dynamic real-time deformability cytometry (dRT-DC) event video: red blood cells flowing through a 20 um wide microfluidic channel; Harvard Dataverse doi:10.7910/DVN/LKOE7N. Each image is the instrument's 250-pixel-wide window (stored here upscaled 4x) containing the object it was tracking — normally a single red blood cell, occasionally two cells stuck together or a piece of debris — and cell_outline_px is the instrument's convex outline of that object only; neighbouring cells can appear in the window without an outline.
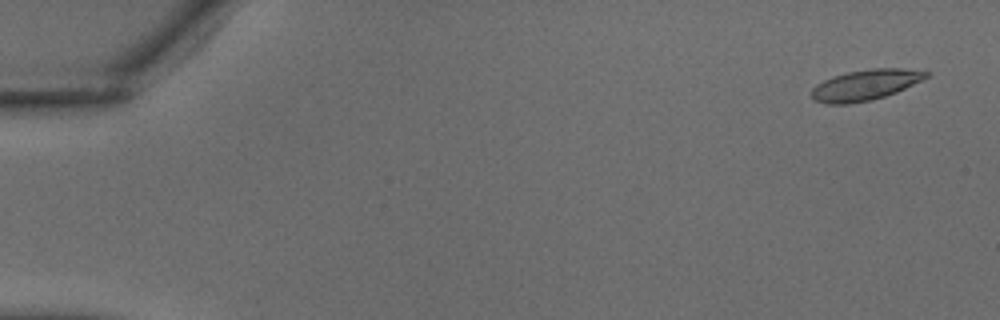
{"species": "common noctule bat (a hibernating species)", "species_latin": "Nyctalus noctula", "temperature_condition": "warm", "stored_images_in_passage": 35, "camera_frame_rate_fps": 3000, "um_per_image_px": 0.085, "animal": {"sex": "male", "body_mass_g": 18.8}, "frame": {"image": 1, "passage_image": 2, "time_ms": 0.333, "image_size_px": [1000, 320], "cell_outline_px": [[932, 72], [928, 76], [896, 92], [872, 100], [848, 104], [828, 104], [816, 100], [812, 96], [812, 88], [816, 84], [832, 76], [848, 72], [872, 68], [900, 68]], "centroid_in_image_um": [73.54, 7.22], "position_along_channel_um": 11.5, "area_um2": 20.23}}
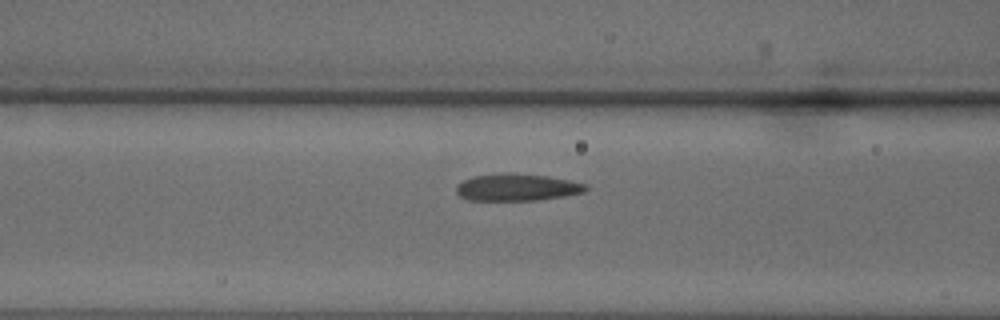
{"frame": {"image": 2, "passage_image": 16, "time_ms": 5.0, "image_size_px": [1000, 320], "cell_outline_px": [[588, 188], [584, 192], [564, 196], [540, 200], [468, 200], [460, 196], [456, 192], [456, 184], [472, 176], [504, 172], [508, 172], [548, 176], [572, 180], [584, 184]], "centroid_in_image_um": [43.92, 15.91], "position_along_channel_um": 122.7, "area_um2": 20.63}}
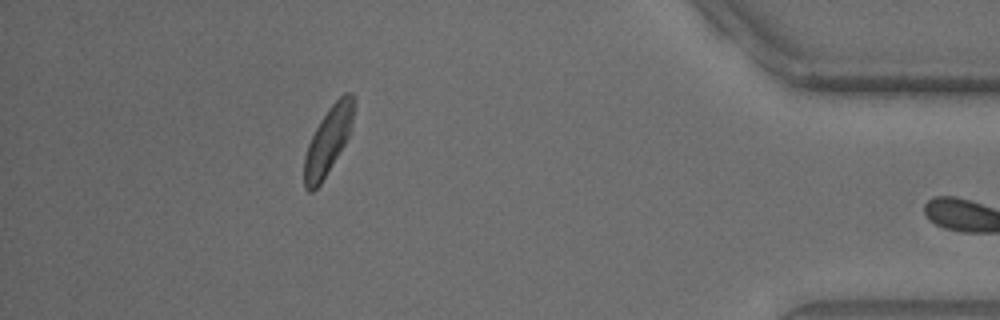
{"frame": {"image": 3, "passage_image": 34, "time_ms": 11.0, "image_size_px": [1000, 320], "cell_outline_px": [[356, 100], [352, 132], [320, 184], [312, 192], [308, 192], [304, 188], [304, 156], [308, 144], [320, 120], [328, 108], [344, 92], [352, 92]], "centroid_in_image_um": [27.93, 11.9], "position_along_channel_um": 407.3, "area_um2": 19.77}}